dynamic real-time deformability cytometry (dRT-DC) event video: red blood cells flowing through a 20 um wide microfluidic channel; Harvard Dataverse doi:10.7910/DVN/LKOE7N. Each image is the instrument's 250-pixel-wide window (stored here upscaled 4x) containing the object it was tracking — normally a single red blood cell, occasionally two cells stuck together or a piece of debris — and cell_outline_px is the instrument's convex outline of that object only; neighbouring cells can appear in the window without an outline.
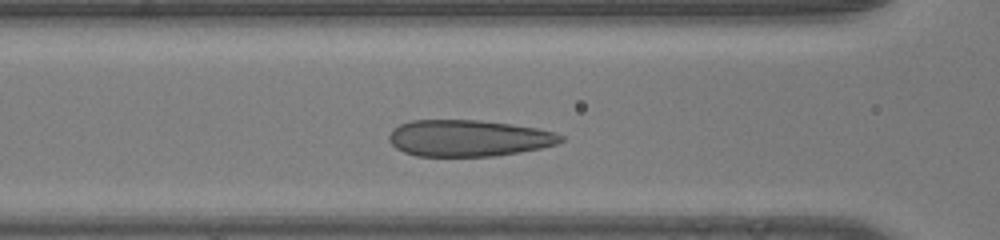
{"species": "human", "species_latin": "Homo sapiens", "temperature_condition": "room temperature", "stored_images_in_passage": 33, "camera_frame_rate_fps": 3000, "um_per_image_px": 0.085, "donor": {"sex": "male"}, "frame": {"image": 1, "passage_image": 11, "time_ms": 3.333, "image_size_px": [1000, 240], "cell_outline_px": [[564, 140], [556, 144], [540, 148], [520, 152], [496, 156], [416, 156], [404, 152], [396, 148], [388, 140], [388, 136], [392, 128], [400, 124], [412, 120], [480, 120], [512, 124], [536, 128], [552, 132], [564, 136]], "centroid_in_image_um": [39.79, 11.74], "position_along_channel_um": 126.8, "area_um2": 36.65}}
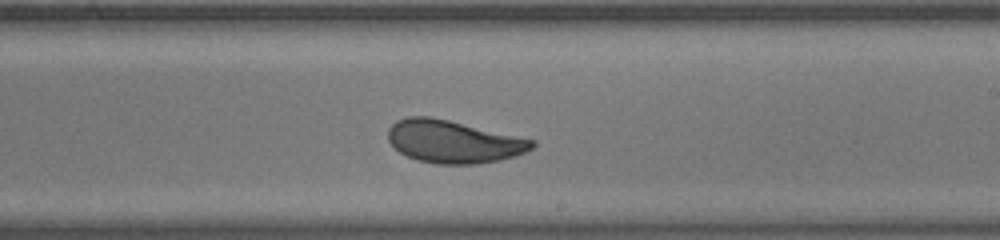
{"frame": {"image": 2, "passage_image": 20, "time_ms": 6.333, "image_size_px": [1000, 240], "cell_outline_px": [[536, 144], [532, 148], [516, 156], [500, 160], [476, 164], [436, 164], [416, 160], [400, 152], [388, 140], [388, 128], [396, 120], [408, 116], [432, 116], [536, 140]], "centroid_in_image_um": [38.54, 12.03], "position_along_channel_um": 250.5, "area_um2": 35.95}}
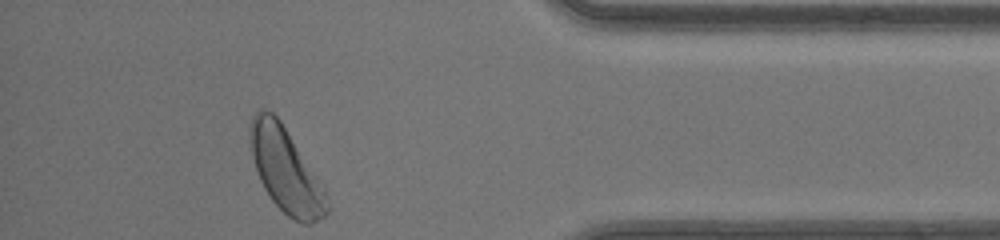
{"frame": {"image": 3, "passage_image": 33, "time_ms": 10.667, "image_size_px": [1000, 240], "cell_outline_px": [[332, 208], [324, 216], [312, 224], [300, 224], [292, 220], [272, 200], [264, 188], [260, 180], [252, 156], [248, 136], [248, 124], [252, 116], [260, 108], [264, 108], [272, 112], [280, 120], [324, 188]], "centroid_in_image_um": [24.28, 14.47], "position_along_channel_um": 410.9, "area_um2": 37.86}, "authors_computed_cell_mechanics": {"area_um2": 36.5874, "velocity_mm_per_s": 4.1406, "shape_relaxation_time_tau1_ms": 4.4315, "shape_relaxation_time_tau2_ms": null, "deformation_change_tau1": 0.1712, "deformation_change_tau2": null}}